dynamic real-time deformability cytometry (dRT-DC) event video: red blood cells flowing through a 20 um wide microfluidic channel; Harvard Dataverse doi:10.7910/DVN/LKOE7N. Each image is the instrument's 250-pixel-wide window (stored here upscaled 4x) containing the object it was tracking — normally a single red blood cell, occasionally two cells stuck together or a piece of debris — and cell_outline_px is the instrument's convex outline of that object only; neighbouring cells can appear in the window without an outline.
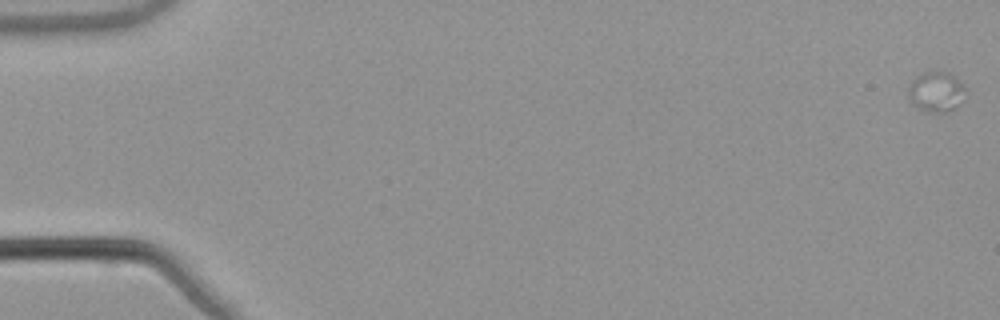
{"species": "common noctule bat (a hibernating species)", "species_latin": "Nyctalus noctula", "temperature_condition": "warm", "stored_images_in_passage": 9, "camera_frame_rate_fps": 3000, "um_per_image_px": 0.085, "animal": {"sex": "male", "body_mass_g": 21.5, "forearm_length_mm": 52.0}, "frame": {"image": 1, "passage_image": 1, "time_ms": 0.0, "image_size_px": [1000, 320], "cell_outline_px": [[968, 92], [964, 100], [952, 108], [944, 112], [928, 112], [912, 104], [908, 100], [908, 84], [916, 76], [924, 72], [948, 72]], "centroid_in_image_um": [79.54, 7.81], "position_along_channel_um": 5.5, "area_um2": 13.29}}